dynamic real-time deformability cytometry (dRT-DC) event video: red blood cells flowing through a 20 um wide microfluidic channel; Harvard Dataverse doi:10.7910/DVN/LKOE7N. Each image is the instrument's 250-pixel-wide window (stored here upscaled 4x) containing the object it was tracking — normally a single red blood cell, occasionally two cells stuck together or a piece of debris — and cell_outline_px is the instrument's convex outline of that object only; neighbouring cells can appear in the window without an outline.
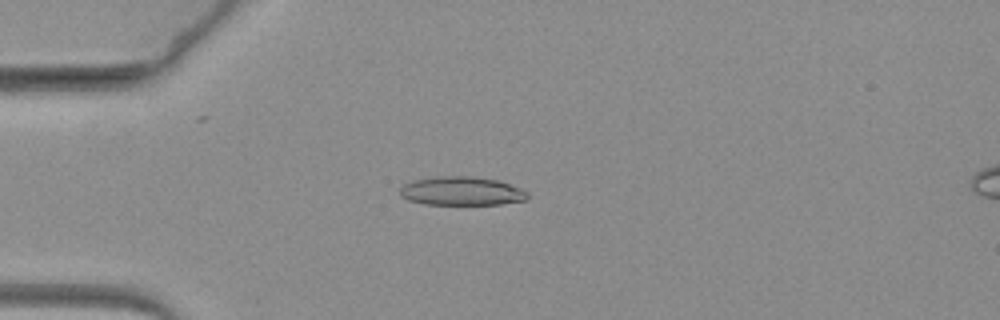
{"species": "common noctule bat (a hibernating species)", "species_latin": "Nyctalus noctula", "temperature_condition": "warm", "stored_images_in_passage": 41, "camera_frame_rate_fps": 3000, "um_per_image_px": 0.085, "animal": {"sex": "female", "body_mass_g": 19.3, "forearm_length_mm": 54.1}, "frame": {"image": 1, "passage_image": 18, "time_ms": 5.667, "image_size_px": [1000, 320], "cell_outline_px": [[528, 200], [500, 204], [424, 204], [408, 200], [400, 196], [400, 188], [404, 184], [412, 180], [440, 176], [472, 176], [496, 180], [520, 188], [528, 192]], "centroid_in_image_um": [39.22, 16.24], "position_along_channel_um": 45.8, "area_um2": 21.33}}
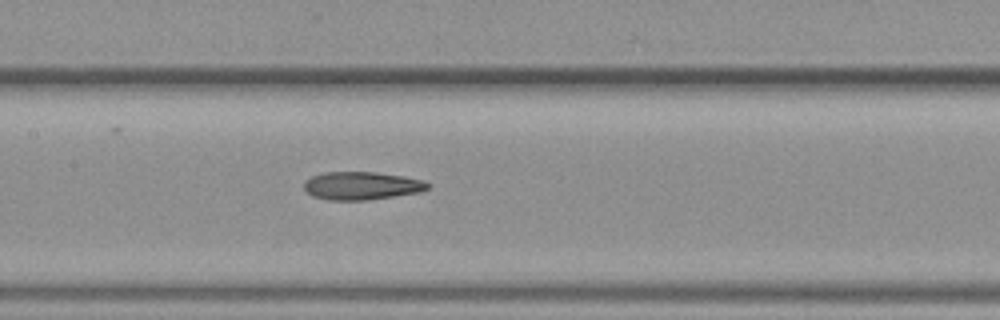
{"frame": {"image": 2, "passage_image": 32, "time_ms": 10.333, "image_size_px": [1000, 320], "cell_outline_px": [[428, 188], [420, 192], [364, 200], [328, 200], [312, 196], [304, 188], [304, 180], [312, 176], [324, 172], [376, 172], [404, 176], [424, 180], [428, 184]], "centroid_in_image_um": [30.71, 15.78], "position_along_channel_um": 176.7, "area_um2": 20.11}}
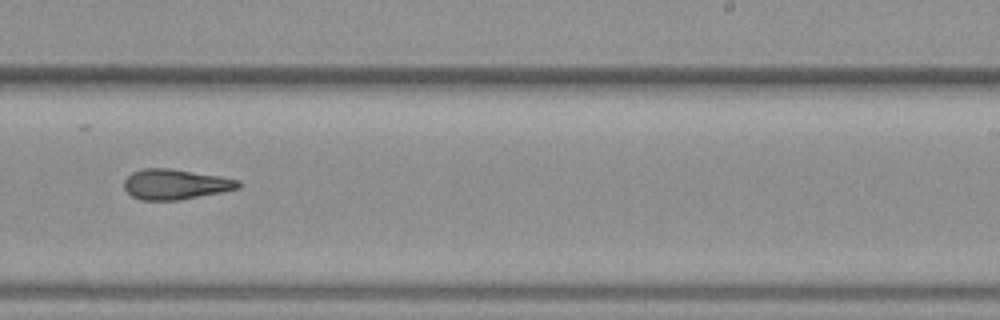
{"frame": {"image": 3, "passage_image": 41, "time_ms": 13.333, "image_size_px": [1000, 320], "cell_outline_px": [[240, 188], [180, 200], [140, 200], [132, 196], [124, 188], [124, 180], [132, 172], [144, 168], [172, 168], [220, 176], [240, 180]], "centroid_in_image_um": [14.9, 15.66], "position_along_channel_um": 274.1, "area_um2": 20.17}}